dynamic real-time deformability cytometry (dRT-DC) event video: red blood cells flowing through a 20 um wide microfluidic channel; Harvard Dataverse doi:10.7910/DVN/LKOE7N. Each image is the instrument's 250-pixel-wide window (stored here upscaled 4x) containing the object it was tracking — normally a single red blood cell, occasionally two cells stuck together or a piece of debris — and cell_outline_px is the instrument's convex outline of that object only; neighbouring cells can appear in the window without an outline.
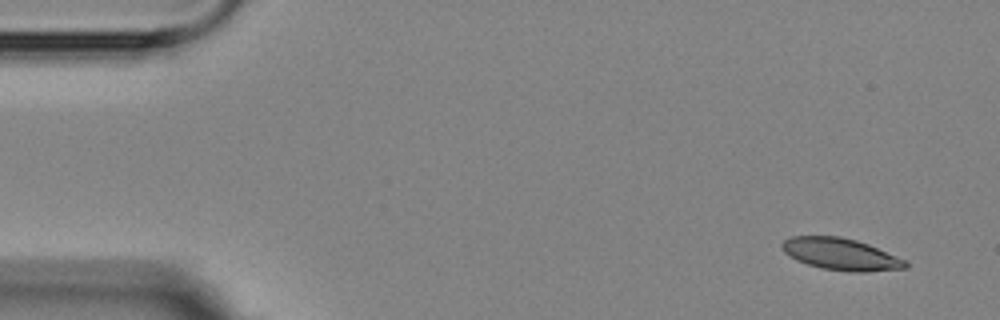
{"species": "Egyptian fruit bat (a non-hibernating species)", "species_latin": "Rousettus aegyptiacus", "temperature_condition": "room temperature", "stored_images_in_passage": 5, "camera_frame_rate_fps": 3000, "um_per_image_px": 0.085, "animal": {"sex": "female"}, "frame": {"image": 1, "passage_image": 1, "time_ms": 0.0, "image_size_px": [1000, 320], "cell_outline_px": [[908, 268], [864, 272], [848, 272], [824, 268], [808, 264], [796, 260], [784, 252], [780, 244], [784, 240], [792, 236], [840, 236], [856, 240], [868, 244], [904, 260], [908, 264]], "centroid_in_image_um": [71.44, 21.6], "position_along_channel_um": 13.6, "area_um2": 22.72}}